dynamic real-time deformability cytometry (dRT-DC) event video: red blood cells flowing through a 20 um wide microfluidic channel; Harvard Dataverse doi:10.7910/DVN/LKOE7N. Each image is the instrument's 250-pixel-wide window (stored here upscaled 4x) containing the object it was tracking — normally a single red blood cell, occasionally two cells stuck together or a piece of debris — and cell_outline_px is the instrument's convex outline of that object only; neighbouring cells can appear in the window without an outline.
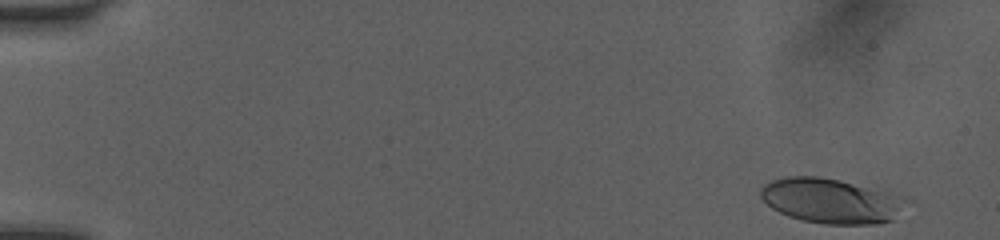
{"species": "human", "species_latin": "Homo sapiens", "temperature_condition": "room temperature", "stored_images_in_passage": 50, "camera_frame_rate_fps": 3000, "um_per_image_px": 0.085, "donor": {"sex": "female"}, "frame": {"image": 1, "passage_image": 2, "time_ms": 0.333, "image_size_px": [1000, 240], "cell_outline_px": [[912, 200], [892, 220], [876, 224], [824, 224], [804, 220], [788, 216], [772, 208], [760, 196], [760, 188], [764, 184], [772, 180], [784, 176], [820, 176], [840, 180], [908, 196]], "centroid_in_image_um": [70.71, 17.06], "position_along_channel_um": 14.3, "area_um2": 38.55}}
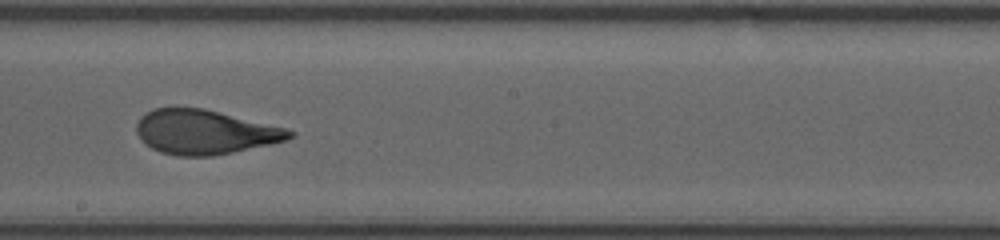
{"frame": {"image": 2, "passage_image": 29, "time_ms": 9.333, "image_size_px": [1000, 240], "cell_outline_px": [[296, 136], [284, 140], [268, 144], [232, 152], [212, 156], [176, 156], [160, 152], [152, 148], [140, 140], [136, 132], [136, 124], [140, 116], [144, 112], [152, 108], [204, 108], [284, 128], [296, 132]], "centroid_in_image_um": [17.34, 11.22], "position_along_channel_um": 230.9, "area_um2": 39.42}}
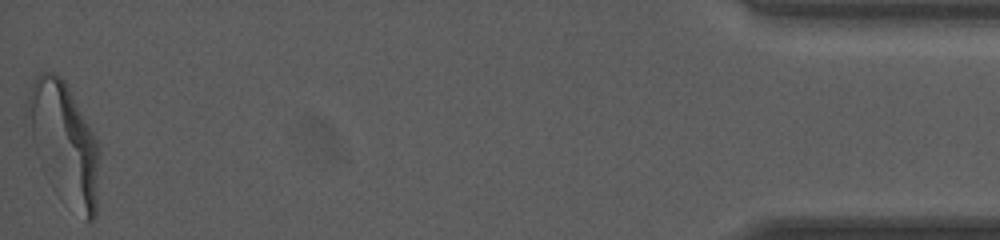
{"frame": {"image": 3, "passage_image": 50, "time_ms": 16.333, "image_size_px": [1000, 240], "cell_outline_px": [[100, 152], [96, 216], [92, 224], [88, 224], [24, 132], [24, 112], [28, 96], [32, 84], [36, 76], [40, 72], [52, 72], [60, 76], [64, 80], [88, 124], [100, 148]], "centroid_in_image_um": [5.45, 11.95], "position_along_channel_um": 429.8, "area_um2": 48.15}, "authors_computed_cell_mechanics": {"area_um2": 39.3618, "velocity_mm_per_s": 4.0684, "shape_relaxation_time_tau1_ms": 4.3696, "shape_relaxation_time_tau2_ms": 0.8973, "deformation_change_tau1": 0.2105, "deformation_change_tau2": 0.086}}